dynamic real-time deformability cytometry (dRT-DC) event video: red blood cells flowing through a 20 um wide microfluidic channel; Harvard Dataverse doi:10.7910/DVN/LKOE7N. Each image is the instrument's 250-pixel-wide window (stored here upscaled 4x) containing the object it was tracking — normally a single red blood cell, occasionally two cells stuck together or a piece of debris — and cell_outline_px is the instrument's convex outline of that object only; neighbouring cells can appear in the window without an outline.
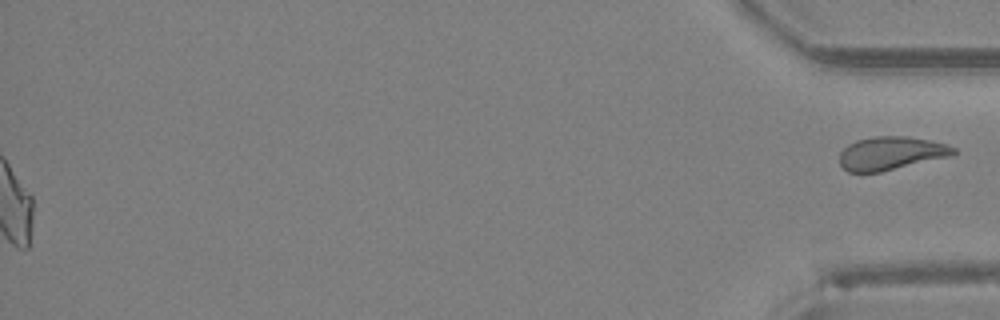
{"species": "Egyptian fruit bat (a non-hibernating species)", "species_latin": "Rousettus aegyptiacus", "temperature_condition": "room temperature", "stored_images_in_passage": 40, "segment_of_instrument_passage": [2, 2], "camera_frame_rate_fps": 3000, "um_per_image_px": 0.085, "animal": {"sex": "female"}, "frame": {"image": 1, "passage_image": 40, "time_ms": 13.0, "image_size_px": [1000, 320], "cell_outline_px": [[956, 152], [952, 156], [880, 172], [848, 172], [840, 164], [840, 152], [848, 144], [856, 140], [876, 136], [908, 136], [928, 140], [944, 144], [956, 148]], "centroid_in_image_um": [75.73, 13.03], "position_along_channel_um": 359.5, "area_um2": 22.08}}